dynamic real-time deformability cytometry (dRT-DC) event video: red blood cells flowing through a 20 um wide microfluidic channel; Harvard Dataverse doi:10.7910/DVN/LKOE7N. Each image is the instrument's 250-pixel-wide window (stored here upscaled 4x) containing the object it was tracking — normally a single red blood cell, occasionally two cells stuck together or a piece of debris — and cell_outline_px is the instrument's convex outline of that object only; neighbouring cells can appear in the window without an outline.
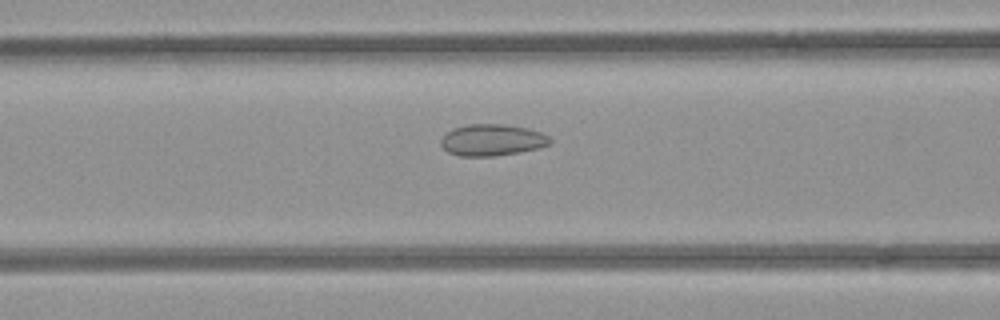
{"species": "common noctule bat (a hibernating species)", "species_latin": "Nyctalus noctula", "temperature_condition": "room temperature", "stored_images_in_passage": 40, "camera_frame_rate_fps": 3000, "um_per_image_px": 0.085, "animal": {"sex": "female", "body_mass_g": 21.9}, "frame": {"image": 1, "passage_image": 9, "time_ms": 2.667, "image_size_px": [1000, 320], "cell_outline_px": [[552, 140], [548, 144], [536, 148], [520, 152], [496, 156], [460, 156], [448, 152], [440, 144], [440, 140], [452, 128], [468, 124], [504, 124], [528, 128], [540, 132], [548, 136]], "centroid_in_image_um": [41.81, 11.9], "position_along_channel_um": 124.8, "area_um2": 20.0}}
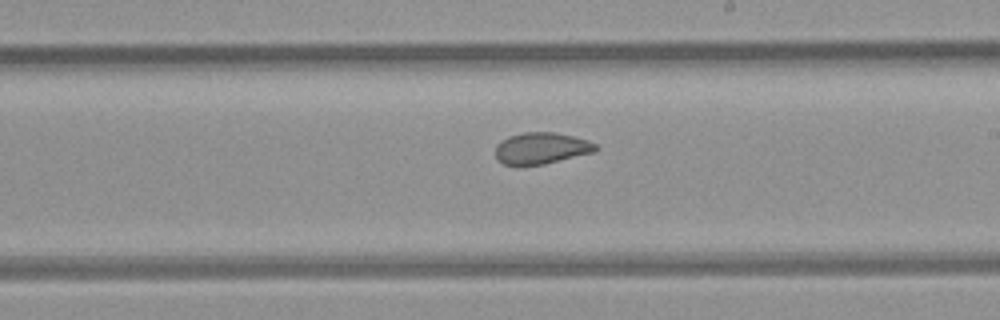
{"frame": {"image": 2, "passage_image": 18, "time_ms": 5.667, "image_size_px": [1000, 320], "cell_outline_px": [[600, 148], [596, 152], [544, 164], [504, 164], [496, 160], [496, 144], [500, 140], [508, 136], [524, 132], [552, 132], [572, 136], [588, 140], [596, 144]], "centroid_in_image_um": [46.03, 12.59], "position_along_channel_um": 243.0, "area_um2": 18.44}}
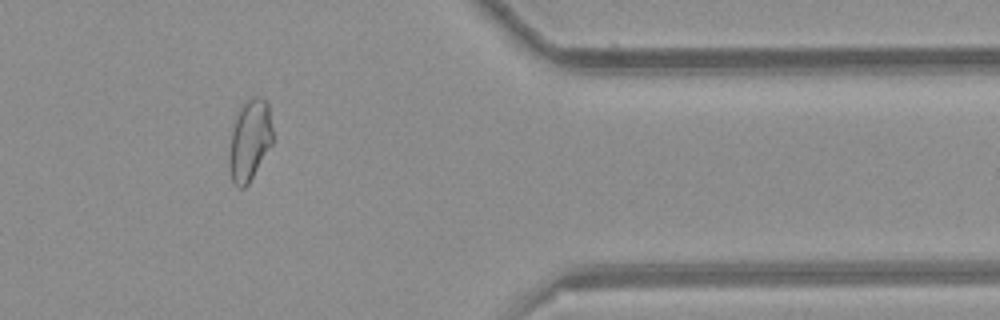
{"frame": {"image": 3, "passage_image": 31, "time_ms": 10.0, "image_size_px": [1000, 320], "cell_outline_px": [[272, 144], [248, 184], [244, 188], [240, 188], [232, 180], [228, 160], [228, 156], [232, 132], [236, 112], [240, 104], [244, 100], [252, 96], [260, 96], [268, 104], [272, 128]], "centroid_in_image_um": [21.21, 11.86], "position_along_channel_um": 390.2, "area_um2": 20.69}, "authors_computed_cell_mechanics": {"area_um2": 20.0277, "velocity_mm_per_s": 3.9341, "shape_relaxation_time_tau1_ms": null, "shape_relaxation_time_tau2_ms": 1.5197, "deformation_change_tau1": null, "deformation_change_tau2": 0.0722}}